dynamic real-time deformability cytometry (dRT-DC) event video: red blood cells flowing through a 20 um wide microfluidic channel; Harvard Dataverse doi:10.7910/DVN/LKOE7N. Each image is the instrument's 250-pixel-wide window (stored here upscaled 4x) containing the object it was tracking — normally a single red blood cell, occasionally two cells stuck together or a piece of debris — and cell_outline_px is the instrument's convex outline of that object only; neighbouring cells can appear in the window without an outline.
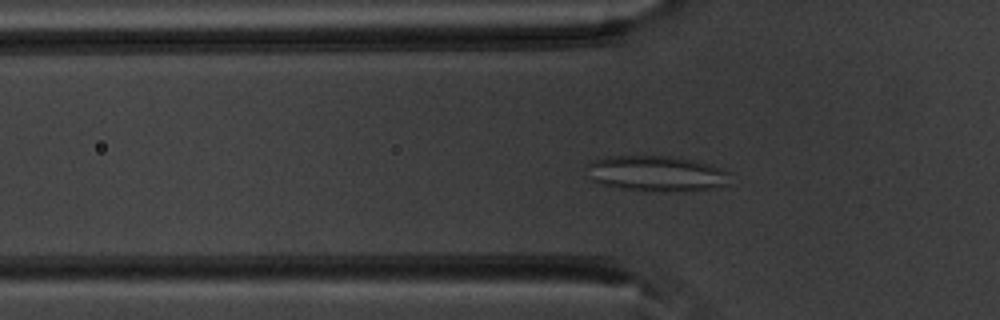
{"species": "common noctule bat (a hibernating species)", "species_latin": "Nyctalus noctula", "temperature_condition": "warm", "stored_images_in_passage": 39, "camera_frame_rate_fps": 3000, "um_per_image_px": 0.085, "animal": {"sex": "male", "body_mass_g": 20.1, "forearm_length_mm": 53.5}, "frame": {"image": 1, "passage_image": 2, "time_ms": 0.333, "image_size_px": [1000, 320], "cell_outline_px": [[728, 184], [708, 188], [664, 192], [660, 192], [620, 188], [604, 184], [592, 180], [588, 164], [592, 160], [608, 156], [672, 156], [712, 164], [724, 168], [728, 172]], "centroid_in_image_um": [55.82, 14.73], "position_along_channel_um": 70.0, "area_um2": 29.36}}
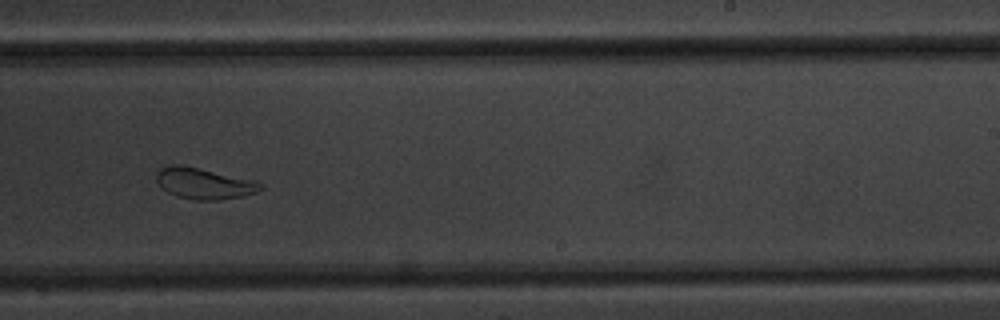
{"frame": {"image": 2, "passage_image": 18, "time_ms": 5.667, "image_size_px": [1000, 320], "cell_outline_px": [[264, 188], [256, 192], [244, 196], [216, 200], [196, 200], [176, 196], [168, 192], [156, 180], [156, 172], [160, 168], [168, 164], [180, 164], [256, 180], [264, 184]], "centroid_in_image_um": [17.37, 15.58], "position_along_channel_um": 271.6, "area_um2": 19.02}}
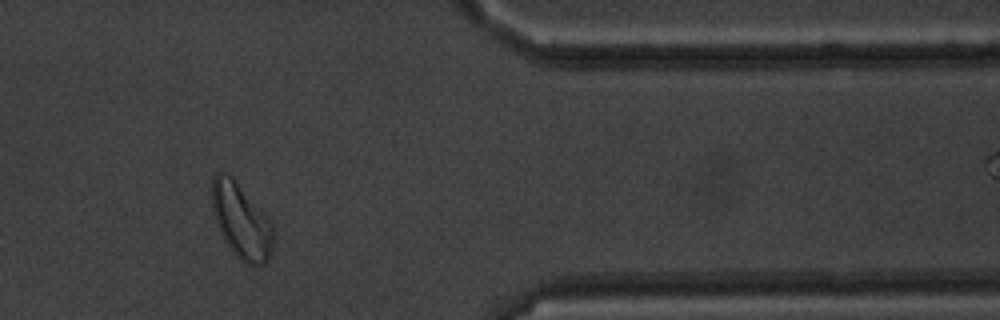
{"frame": {"image": 3, "passage_image": 29, "time_ms": 9.333, "image_size_px": [1000, 320], "cell_outline_px": [[272, 248], [264, 264], [256, 268], [244, 264], [236, 256], [224, 240], [216, 220], [212, 208], [212, 176], [216, 172], [224, 172], [232, 176], [236, 180], [268, 216], [272, 224]], "centroid_in_image_um": [20.5, 18.78], "position_along_channel_um": 390.9, "area_um2": 26.93}, "authors_computed_cell_mechanics": {"area_um2": 21.7906, "velocity_mm_per_s": 3.7833, "shape_relaxation_time_tau1_ms": 4.809, "shape_relaxation_time_tau2_ms": 1.0645, "deformation_change_tau1": 0.1224, "deformation_change_tau2": 0.0689}}